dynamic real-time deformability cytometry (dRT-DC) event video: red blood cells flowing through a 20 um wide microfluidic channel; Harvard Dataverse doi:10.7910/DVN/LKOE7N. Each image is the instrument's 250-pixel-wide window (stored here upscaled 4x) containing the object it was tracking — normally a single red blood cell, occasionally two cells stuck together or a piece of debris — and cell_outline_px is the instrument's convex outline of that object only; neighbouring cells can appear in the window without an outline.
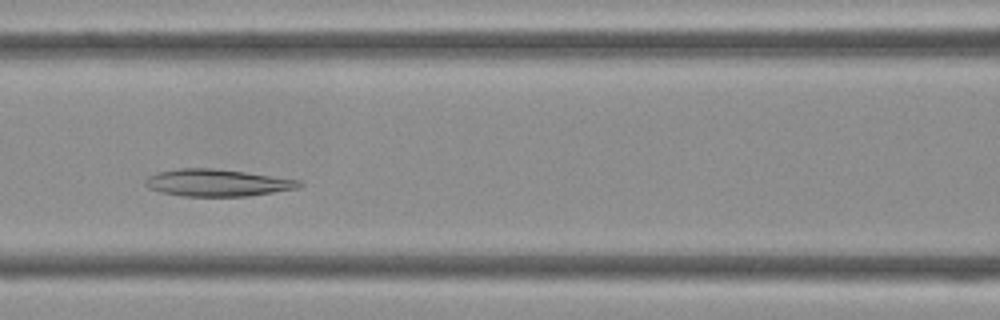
{"species": "Egyptian fruit bat (a non-hibernating species)", "species_latin": "Rousettus aegyptiacus", "temperature_condition": "cold", "stored_images_in_passage": 33, "camera_frame_rate_fps": 3000, "um_per_image_px": 0.085, "frame": {"image": 1, "passage_image": 8, "time_ms": 2.333, "image_size_px": [1000, 320], "cell_outline_px": [[304, 184], [296, 188], [248, 196], [184, 196], [160, 192], [148, 188], [144, 184], [144, 180], [148, 176], [156, 172], [180, 168], [212, 168], [244, 172], [300, 180]], "centroid_in_image_um": [18.4, 15.53], "position_along_channel_um": 148.2, "area_um2": 24.16}}
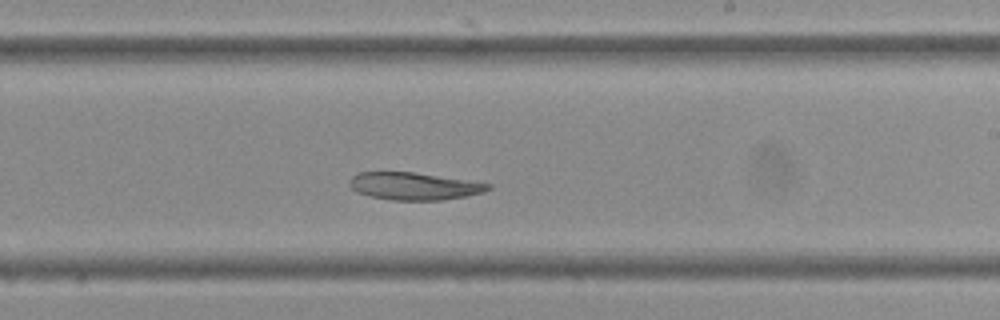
{"frame": {"image": 2, "passage_image": 15, "time_ms": 4.667, "image_size_px": [1000, 320], "cell_outline_px": [[492, 188], [480, 192], [464, 196], [440, 200], [392, 200], [372, 196], [356, 192], [348, 184], [348, 180], [352, 176], [360, 172], [412, 172], [492, 184]], "centroid_in_image_um": [35.13, 15.82], "position_along_channel_um": 253.9, "area_um2": 21.79}}
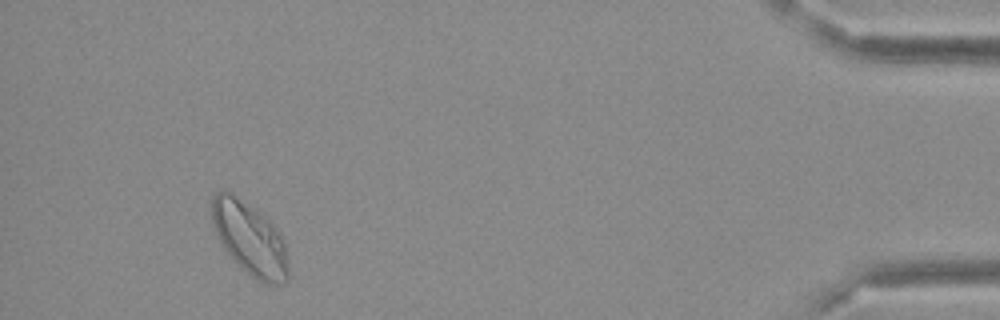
{"frame": {"image": 3, "passage_image": 30, "time_ms": 9.667, "image_size_px": [1000, 320], "cell_outline_px": [[288, 280], [284, 284], [264, 284], [252, 276], [232, 260], [224, 248], [216, 232], [212, 220], [212, 196], [216, 192], [224, 188], [232, 192], [264, 216], [276, 228], [284, 244], [288, 264]], "centroid_in_image_um": [21.21, 20.28], "position_along_channel_um": 414.0, "area_um2": 32.31}}